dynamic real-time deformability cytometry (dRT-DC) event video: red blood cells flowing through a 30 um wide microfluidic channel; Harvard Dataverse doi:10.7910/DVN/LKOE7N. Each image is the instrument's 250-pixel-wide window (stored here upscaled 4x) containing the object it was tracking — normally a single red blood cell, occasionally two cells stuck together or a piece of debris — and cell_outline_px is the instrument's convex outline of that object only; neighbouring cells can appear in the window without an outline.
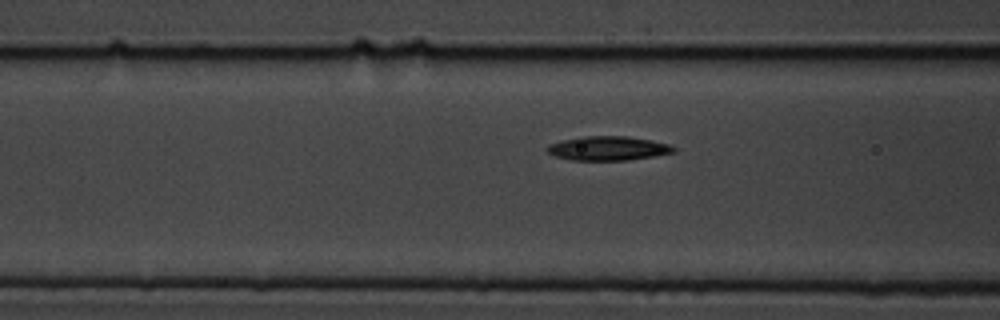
{"species": "common noctule bat (a hibernating species)", "species_latin": "Nyctalus noctula", "temperature_condition": "cold", "stored_images_in_passage": 14, "camera_frame_rate_fps": 3000, "um_per_image_px": 0.085, "animal": {"sex": "male", "body_mass_g": 19.5, "forearm_length_mm": 54.6}, "frame": {"image": 1, "passage_image": 12, "time_ms": 3.667, "image_size_px": [1000, 320], "cell_outline_px": [[676, 152], [628, 160], [572, 160], [556, 156], [548, 152], [544, 148], [548, 144], [560, 140], [580, 136], [628, 136], [652, 140], [668, 144], [676, 148]], "centroid_in_image_um": [51.65, 12.59], "position_along_channel_um": 114.9, "area_um2": 17.92}}